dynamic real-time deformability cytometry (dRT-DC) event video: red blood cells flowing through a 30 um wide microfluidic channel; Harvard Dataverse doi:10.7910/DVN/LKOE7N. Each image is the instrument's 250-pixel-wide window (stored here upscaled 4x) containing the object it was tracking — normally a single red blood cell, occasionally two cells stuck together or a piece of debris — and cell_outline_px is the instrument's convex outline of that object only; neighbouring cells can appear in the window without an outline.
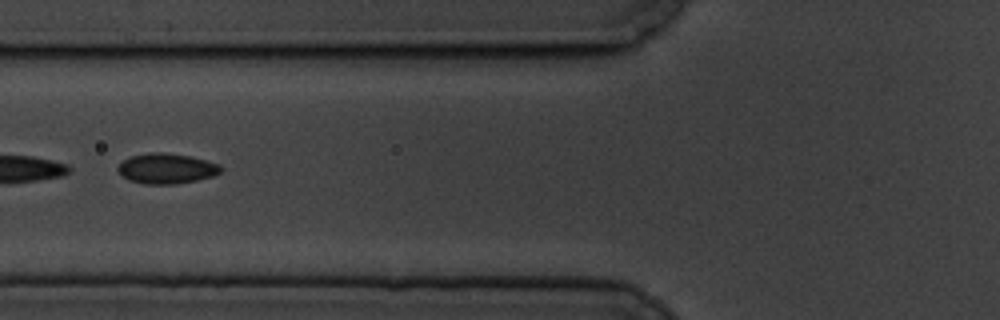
{"species": "common noctule bat (a hibernating species)", "species_latin": "Nyctalus noctula", "temperature_condition": "cold", "stored_images_in_passage": 10, "camera_frame_rate_fps": 3000, "um_per_image_px": 0.085, "animal": {"sex": "male", "body_mass_g": 19.5, "forearm_length_mm": 54.6}, "frame": {"image": 1, "passage_image": 6, "time_ms": 5.667, "image_size_px": [1000, 320], "cell_outline_px": [[224, 168], [220, 172], [212, 176], [196, 180], [176, 184], [144, 184], [128, 180], [120, 176], [116, 168], [124, 160], [132, 156], [152, 152], [164, 152], [192, 156], [220, 164]], "centroid_in_image_um": [14.15, 14.32], "position_along_channel_um": 111.6, "area_um2": 18.32}}